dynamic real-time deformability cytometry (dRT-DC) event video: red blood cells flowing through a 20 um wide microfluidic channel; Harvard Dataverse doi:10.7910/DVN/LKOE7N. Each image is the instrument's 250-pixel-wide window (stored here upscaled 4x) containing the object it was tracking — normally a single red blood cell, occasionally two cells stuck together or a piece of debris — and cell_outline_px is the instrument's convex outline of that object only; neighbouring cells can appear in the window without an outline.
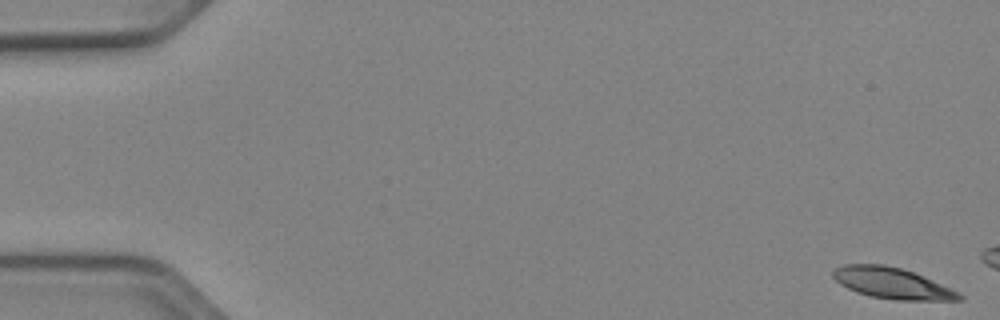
{"species": "Egyptian fruit bat (a non-hibernating species)", "species_latin": "Rousettus aegyptiacus", "temperature_condition": "cold", "stored_images_in_passage": 9, "camera_frame_rate_fps": 3000, "um_per_image_px": 0.085, "animal": {"sex": "female"}, "frame": {"image": 1, "passage_image": 1, "time_ms": 0.0, "image_size_px": [1000, 320], "cell_outline_px": [[964, 300], [896, 300], [868, 296], [856, 292], [840, 284], [832, 276], [832, 272], [836, 268], [844, 264], [884, 264], [900, 268], [924, 276], [960, 292], [964, 296]], "centroid_in_image_um": [75.85, 24.08], "position_along_channel_um": 9.2, "area_um2": 22.89}}